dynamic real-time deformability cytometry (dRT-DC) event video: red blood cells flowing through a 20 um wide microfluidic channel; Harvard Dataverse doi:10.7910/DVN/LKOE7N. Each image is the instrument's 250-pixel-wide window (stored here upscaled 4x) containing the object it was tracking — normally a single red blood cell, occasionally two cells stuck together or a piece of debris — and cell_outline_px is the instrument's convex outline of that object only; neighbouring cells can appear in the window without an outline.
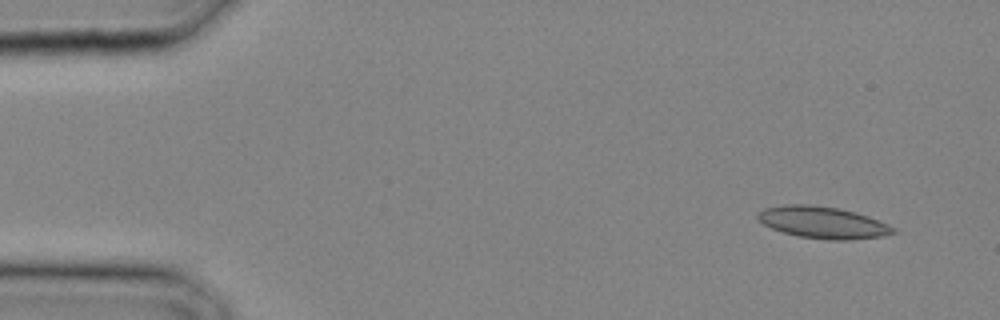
{"species": "common noctule bat (a hibernating species)", "species_latin": "Nyctalus noctula", "temperature_condition": "cold", "stored_images_in_passage": 19, "camera_frame_rate_fps": 3000, "um_per_image_px": 0.085, "animal": {"sex": "male", "body_mass_g": 20.4}, "frame": {"image": 1, "passage_image": 1, "time_ms": 0.0, "image_size_px": [1000, 320], "cell_outline_px": [[896, 232], [884, 236], [844, 240], [828, 240], [796, 236], [772, 228], [764, 224], [756, 216], [764, 208], [784, 204], [808, 204], [836, 208], [856, 212], [868, 216], [888, 224], [896, 228]], "centroid_in_image_um": [69.95, 18.91], "position_along_channel_um": 15.0, "area_um2": 25.03}}
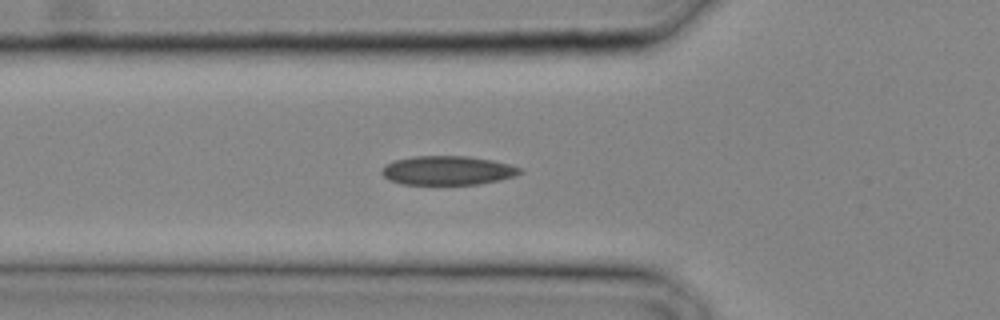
{"frame": {"image": 2, "passage_image": 9, "time_ms": 2.667, "image_size_px": [1000, 320], "cell_outline_px": [[524, 172], [516, 176], [500, 180], [480, 184], [404, 184], [388, 180], [380, 172], [380, 168], [396, 160], [412, 156], [468, 156], [492, 160], [508, 164], [520, 168]], "centroid_in_image_um": [38.05, 14.49], "position_along_channel_um": 87.7, "area_um2": 23.41}}
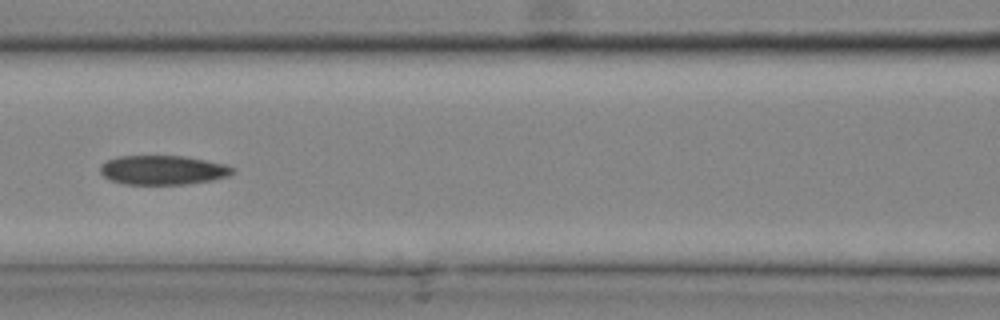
{"frame": {"image": 3, "passage_image": 12, "time_ms": 3.667, "image_size_px": [1000, 320], "cell_outline_px": [[236, 168], [228, 176], [212, 180], [188, 184], [124, 184], [112, 180], [104, 176], [100, 172], [100, 164], [116, 156], [184, 156], [224, 164]], "centroid_in_image_um": [13.83, 14.45], "position_along_channel_um": 152.8, "area_um2": 22.48}}